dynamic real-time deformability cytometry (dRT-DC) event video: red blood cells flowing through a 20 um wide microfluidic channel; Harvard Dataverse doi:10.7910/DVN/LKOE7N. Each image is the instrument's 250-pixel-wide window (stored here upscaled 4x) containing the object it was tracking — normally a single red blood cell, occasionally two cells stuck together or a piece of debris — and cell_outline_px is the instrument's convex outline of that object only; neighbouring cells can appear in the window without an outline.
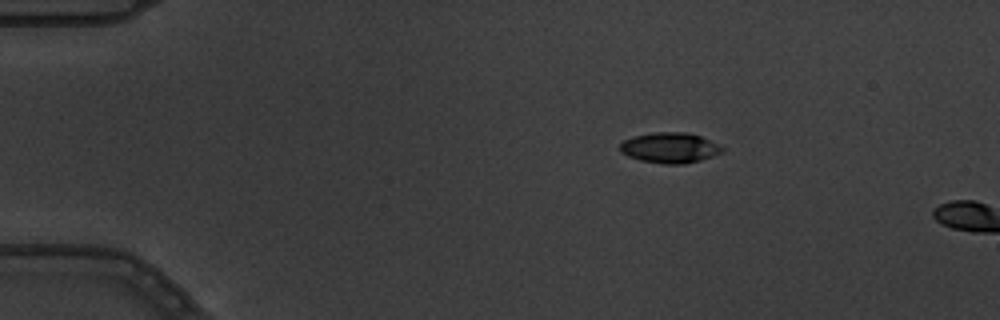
{"species": "common noctule bat (a hibernating species)", "species_latin": "Nyctalus noctula", "temperature_condition": "warm", "stored_images_in_passage": 3, "camera_frame_rate_fps": 3000, "um_per_image_px": 0.085, "animal": {"sex": "male", "body_mass_g": 19.5, "forearm_length_mm": 54.6}, "frame": {"image": 1, "passage_image": 2, "time_ms": 0.333, "image_size_px": [1000, 320], "cell_outline_px": [[724, 152], [700, 160], [684, 164], [664, 164], [640, 160], [628, 156], [620, 152], [620, 144], [624, 140], [632, 136], [652, 132], [688, 132], [700, 136], [724, 148]], "centroid_in_image_um": [56.91, 12.56], "position_along_channel_um": 28.1, "area_um2": 18.15}}